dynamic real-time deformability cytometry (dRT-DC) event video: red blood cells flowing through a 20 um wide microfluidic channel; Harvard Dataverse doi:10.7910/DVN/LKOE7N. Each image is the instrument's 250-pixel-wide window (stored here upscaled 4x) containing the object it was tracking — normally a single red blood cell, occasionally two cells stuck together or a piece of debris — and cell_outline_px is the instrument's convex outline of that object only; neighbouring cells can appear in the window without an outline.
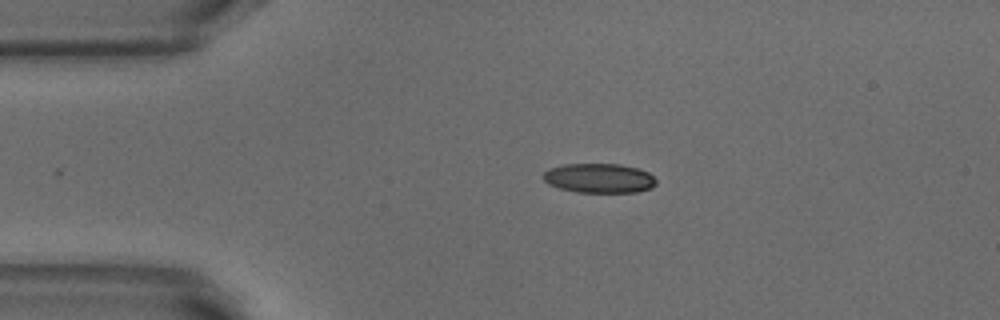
{"species": "common noctule bat (a hibernating species)", "species_latin": "Nyctalus noctula", "temperature_condition": "warm", "stored_images_in_passage": 30, "camera_frame_rate_fps": 3000, "um_per_image_px": 0.085, "animal": {"sex": "male", "body_mass_g": 18.8}, "frame": {"image": 1, "passage_image": 1, "time_ms": 0.0, "image_size_px": [1000, 320], "cell_outline_px": [[656, 184], [652, 188], [636, 192], [576, 192], [560, 188], [548, 184], [544, 180], [544, 172], [548, 168], [564, 164], [620, 164], [636, 168], [648, 172], [656, 180]], "centroid_in_image_um": [50.92, 15.14], "position_along_channel_um": 34.1, "area_um2": 19.36}}
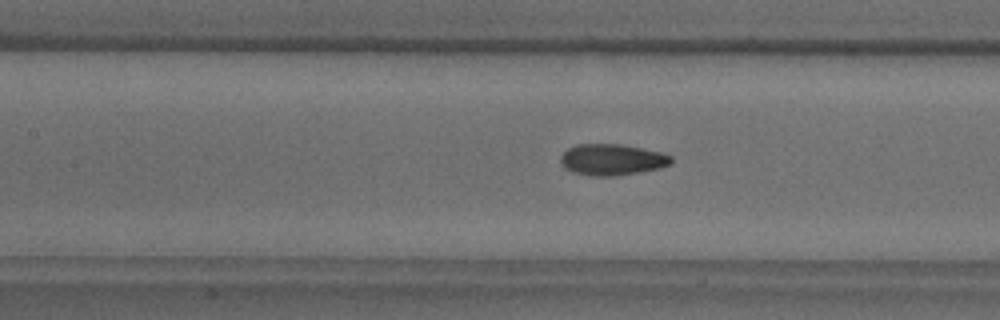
{"frame": {"image": 2, "passage_image": 13, "time_ms": 4.0, "image_size_px": [1000, 320], "cell_outline_px": [[672, 164], [660, 168], [612, 176], [592, 176], [572, 172], [564, 168], [560, 164], [560, 156], [568, 148], [576, 144], [620, 144], [660, 152], [672, 156]], "centroid_in_image_um": [51.98, 13.57], "position_along_channel_um": 155.4, "area_um2": 20.11}}
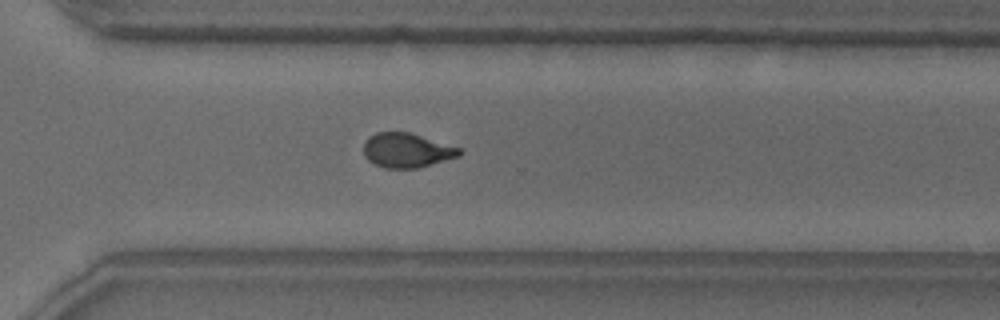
{"frame": {"image": 3, "passage_image": 27, "time_ms": 8.667, "image_size_px": [1000, 320], "cell_outline_px": [[460, 156], [416, 168], [384, 168], [368, 160], [364, 156], [364, 144], [368, 136], [376, 132], [408, 132], [460, 148]], "centroid_in_image_um": [34.53, 12.78], "position_along_channel_um": 336.1, "area_um2": 18.96}, "authors_computed_cell_mechanics": {"area_um2": 19.9699, "velocity_mm_per_s": 3.876, "shape_relaxation_time_tau1_ms": 7.1872, "shape_relaxation_time_tau2_ms": 1.2636, "deformation_change_tau1": 0.1908, "deformation_change_tau2": 0.0768}}